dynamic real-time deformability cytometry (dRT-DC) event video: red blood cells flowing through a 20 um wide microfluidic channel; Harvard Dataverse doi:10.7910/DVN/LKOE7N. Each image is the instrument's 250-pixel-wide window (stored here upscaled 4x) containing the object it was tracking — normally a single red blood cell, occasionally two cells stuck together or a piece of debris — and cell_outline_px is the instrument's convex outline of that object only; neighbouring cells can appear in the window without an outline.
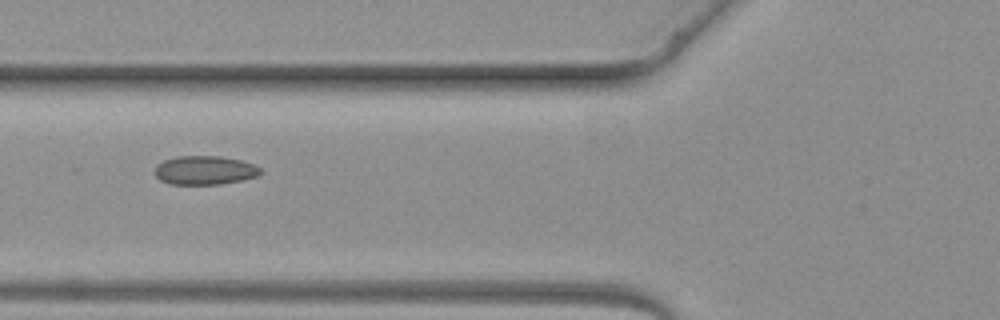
{"species": "common noctule bat (a hibernating species)", "species_latin": "Nyctalus noctula", "temperature_condition": "warm", "stored_images_in_passage": 4, "camera_frame_rate_fps": 3000, "um_per_image_px": 0.085, "animal": {"sex": "female", "body_mass_g": 19.3, "forearm_length_mm": 54.1}, "frame": {"image": 1, "passage_image": 4, "time_ms": 3.667, "image_size_px": [1000, 320], "cell_outline_px": [[264, 172], [260, 176], [244, 180], [220, 184], [168, 184], [160, 180], [152, 172], [156, 164], [164, 160], [176, 156], [220, 156], [240, 160], [256, 164]], "centroid_in_image_um": [17.42, 14.47], "position_along_channel_um": 108.4, "area_um2": 18.21}}